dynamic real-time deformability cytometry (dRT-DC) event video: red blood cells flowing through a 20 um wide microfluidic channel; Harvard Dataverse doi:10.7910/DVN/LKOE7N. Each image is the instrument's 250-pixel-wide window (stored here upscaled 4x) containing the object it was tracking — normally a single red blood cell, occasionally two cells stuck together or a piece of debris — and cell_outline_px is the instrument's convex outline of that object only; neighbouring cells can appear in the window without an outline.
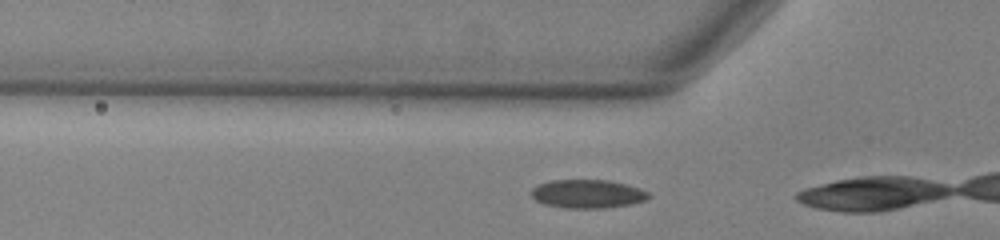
{"species": "common noctule bat (a hibernating species)", "species_latin": "Nyctalus noctula", "temperature_condition": "warm", "stored_images_in_passage": 13, "camera_frame_rate_fps": 3000, "um_per_image_px": 0.085, "animal": {"sex": "male", "body_mass_g": 13.0, "forearm_length_mm": 53.1}, "frame": {"image": 1, "passage_image": 12, "time_ms": 3.667, "image_size_px": [1000, 240], "cell_outline_px": [[652, 196], [648, 200], [632, 204], [604, 208], [564, 208], [544, 204], [536, 200], [532, 196], [532, 188], [548, 180], [608, 180], [640, 188], [648, 192]], "centroid_in_image_um": [49.98, 16.48], "position_along_channel_um": 75.8, "area_um2": 19.59}}